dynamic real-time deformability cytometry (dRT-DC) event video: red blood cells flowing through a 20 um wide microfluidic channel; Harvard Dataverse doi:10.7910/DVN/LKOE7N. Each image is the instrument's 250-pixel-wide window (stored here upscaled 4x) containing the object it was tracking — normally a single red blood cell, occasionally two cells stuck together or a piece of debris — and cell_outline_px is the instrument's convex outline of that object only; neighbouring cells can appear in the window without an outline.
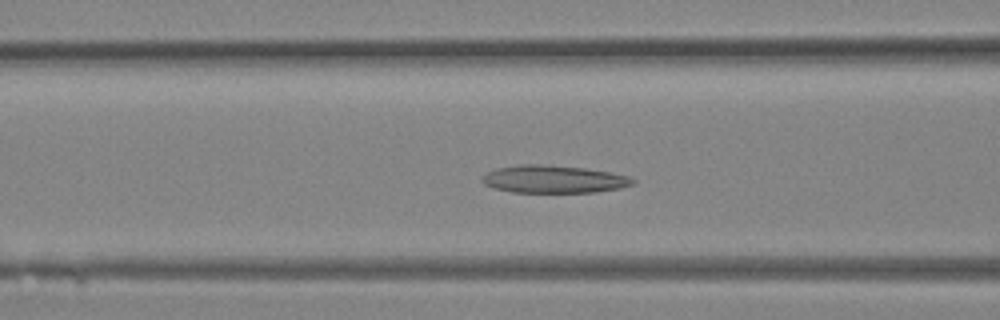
{"species": "Egyptian fruit bat (a non-hibernating species)", "species_latin": "Rousettus aegyptiacus", "temperature_condition": "room temperature", "stored_images_in_passage": 34, "camera_frame_rate_fps": 3000, "um_per_image_px": 0.085, "animal": {"sex": "female"}, "frame": {"image": 1, "passage_image": 13, "time_ms": 4.0, "image_size_px": [1000, 320], "cell_outline_px": [[636, 184], [620, 188], [596, 192], [512, 192], [496, 188], [484, 184], [480, 180], [480, 176], [496, 168], [520, 164], [540, 164], [584, 168], [612, 172], [628, 176], [636, 180]], "centroid_in_image_um": [47.07, 15.23], "position_along_channel_um": 119.5, "area_um2": 24.39}}
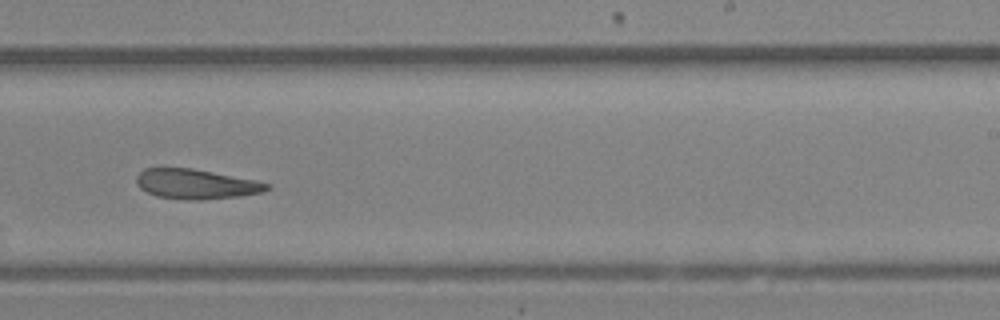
{"frame": {"image": 2, "passage_image": 21, "time_ms": 6.667, "image_size_px": [1000, 320], "cell_outline_px": [[272, 184], [264, 192], [240, 196], [200, 200], [192, 200], [156, 196], [140, 188], [136, 184], [136, 176], [144, 168], [192, 168], [256, 180]], "centroid_in_image_um": [16.67, 15.64], "position_along_channel_um": 272.3, "area_um2": 22.66}}
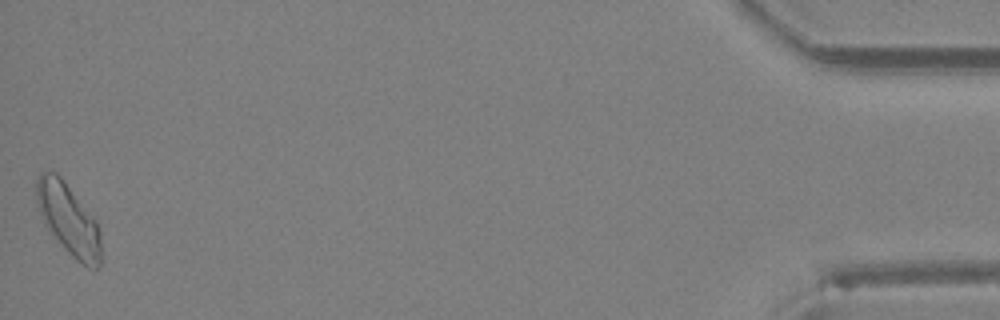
{"frame": {"image": 3, "passage_image": 34, "time_ms": 11.0, "image_size_px": [1000, 320], "cell_outline_px": [[100, 264], [96, 268], [88, 268], [76, 260], [64, 248], [44, 224], [36, 204], [36, 180], [40, 172], [56, 172], [64, 180], [96, 220], [100, 232]], "centroid_in_image_um": [5.8, 18.62], "position_along_channel_um": 429.4, "area_um2": 26.65}}